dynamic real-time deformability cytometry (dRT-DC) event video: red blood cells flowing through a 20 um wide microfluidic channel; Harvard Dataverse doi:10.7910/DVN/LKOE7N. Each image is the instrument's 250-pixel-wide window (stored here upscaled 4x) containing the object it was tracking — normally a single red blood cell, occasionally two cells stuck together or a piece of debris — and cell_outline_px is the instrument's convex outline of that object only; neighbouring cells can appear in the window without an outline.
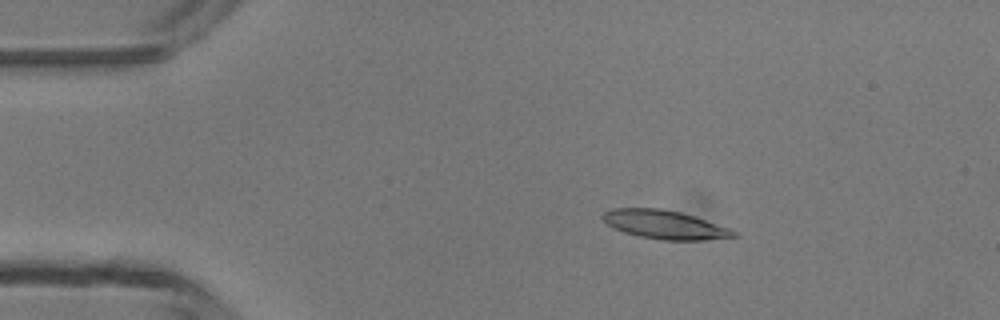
{"species": "common noctule bat (a hibernating species)", "species_latin": "Nyctalus noctula", "temperature_condition": "room temperature", "stored_images_in_passage": 2, "camera_frame_rate_fps": 3000, "um_per_image_px": 0.085, "animal": {"sex": "male", "body_mass_g": 13.3}, "frame": {"image": 1, "passage_image": 1, "time_ms": 0.0, "image_size_px": [1000, 320], "cell_outline_px": [[740, 236], [704, 240], [664, 240], [640, 236], [624, 232], [608, 224], [600, 216], [604, 212], [612, 208], [660, 208], [680, 212], [728, 228], [736, 232]], "centroid_in_image_um": [56.48, 19.09], "position_along_channel_um": 28.5, "area_um2": 21.5}}